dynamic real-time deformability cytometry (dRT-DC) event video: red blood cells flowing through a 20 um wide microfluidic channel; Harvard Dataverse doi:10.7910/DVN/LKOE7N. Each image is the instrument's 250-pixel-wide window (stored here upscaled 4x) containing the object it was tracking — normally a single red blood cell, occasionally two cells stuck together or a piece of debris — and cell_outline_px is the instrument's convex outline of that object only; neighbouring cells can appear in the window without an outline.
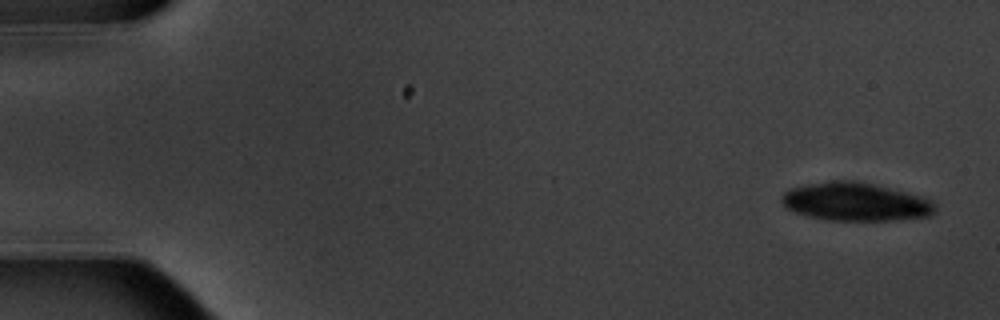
{"species": "common noctule bat (a hibernating species)", "species_latin": "Nyctalus noctula", "temperature_condition": "warm", "stored_images_in_passage": 9, "camera_frame_rate_fps": 3000, "um_per_image_px": 0.085, "animal": {"sex": "male", "body_mass_g": 20.1, "forearm_length_mm": 53.5}, "frame": {"image": 1, "passage_image": 1, "time_ms": 0.0, "image_size_px": [1000, 320], "cell_outline_px": [[936, 208], [928, 216], [892, 220], [824, 220], [792, 212], [784, 208], [780, 200], [780, 196], [788, 188], [808, 184], [832, 180], [856, 180], [920, 196], [932, 200], [936, 204]], "centroid_in_image_um": [72.62, 17.15], "position_along_channel_um": 12.4, "area_um2": 34.33}}
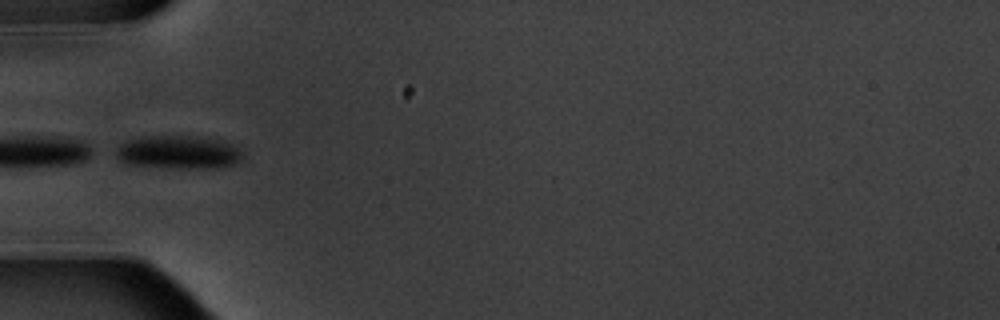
{"frame": {"image": 2, "passage_image": 6, "time_ms": 5.667, "image_size_px": [1000, 320], "cell_outline_px": [[244, 152], [240, 160], [236, 164], [224, 168], [168, 168], [124, 164], [116, 156], [116, 148], [120, 144], [128, 140], [140, 136], [188, 136], [216, 140], [232, 144]], "centroid_in_image_um": [15.15, 12.96], "position_along_channel_um": 69.8, "area_um2": 24.85}}
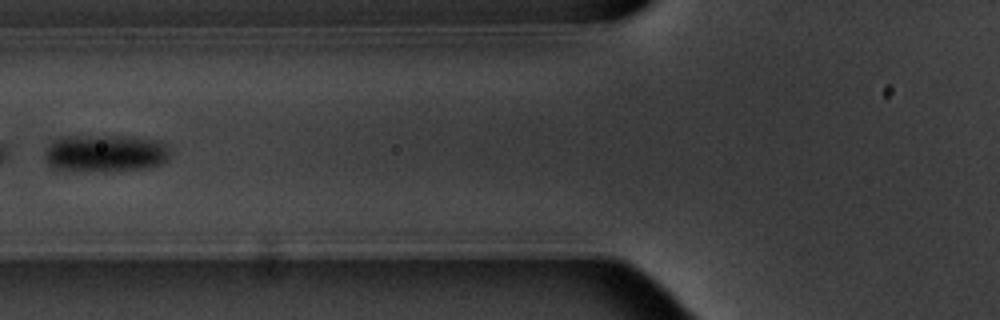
{"frame": {"image": 3, "passage_image": 7, "time_ms": 7.0, "image_size_px": [1000, 320], "cell_outline_px": [[168, 160], [160, 164], [148, 168], [56, 168], [48, 164], [44, 156], [44, 152], [52, 140], [64, 136], [132, 136], [160, 140], [168, 148]], "centroid_in_image_um": [8.97, 12.95], "position_along_channel_um": 116.8, "area_um2": 26.18}}